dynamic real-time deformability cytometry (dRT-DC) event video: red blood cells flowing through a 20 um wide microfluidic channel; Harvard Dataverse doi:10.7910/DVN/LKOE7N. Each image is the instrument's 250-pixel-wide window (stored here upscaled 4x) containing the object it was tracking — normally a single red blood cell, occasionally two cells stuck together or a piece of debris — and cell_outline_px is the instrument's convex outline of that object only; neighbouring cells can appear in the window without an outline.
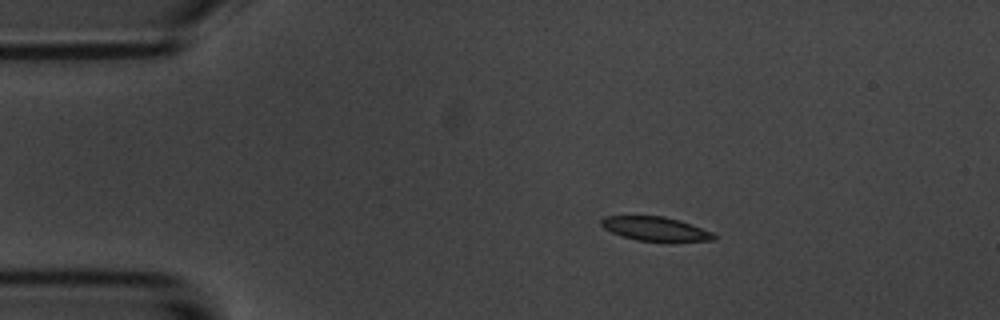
{"species": "common noctule bat (a hibernating species)", "species_latin": "Nyctalus noctula", "temperature_condition": "room temperature", "stored_images_in_passage": 47, "camera_frame_rate_fps": 3000, "um_per_image_px": 0.085, "animal": {"sex": "male", "body_mass_g": 20.1, "forearm_length_mm": 53.5}, "frame": {"image": 1, "passage_image": 1, "time_ms": 0.0, "image_size_px": [1000, 320], "cell_outline_px": [[716, 240], [636, 240], [612, 232], [604, 228], [600, 224], [600, 220], [604, 216], [664, 216], [680, 220], [692, 224], [712, 232], [716, 236]], "centroid_in_image_um": [55.68, 19.42], "position_along_channel_um": 29.3, "area_um2": 15.37}}
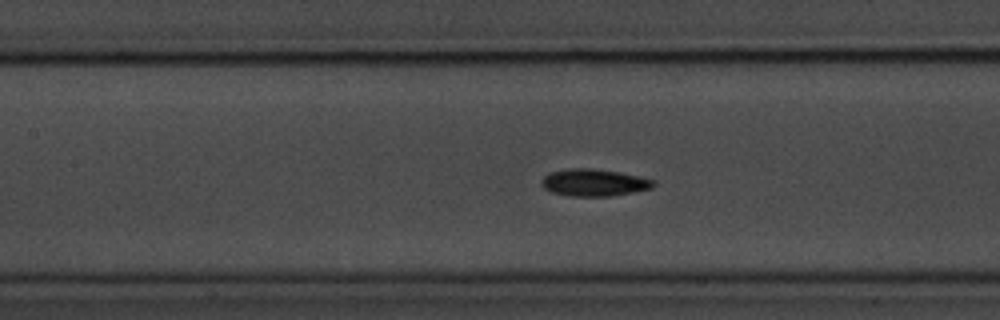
{"frame": {"image": 2, "passage_image": 16, "time_ms": 5.0, "image_size_px": [1000, 320], "cell_outline_px": [[656, 184], [652, 188], [612, 196], [568, 196], [552, 192], [544, 188], [540, 184], [540, 180], [548, 172], [568, 168], [592, 168], [620, 172], [656, 180]], "centroid_in_image_um": [50.47, 15.51], "position_along_channel_um": 156.9, "area_um2": 17.92}}
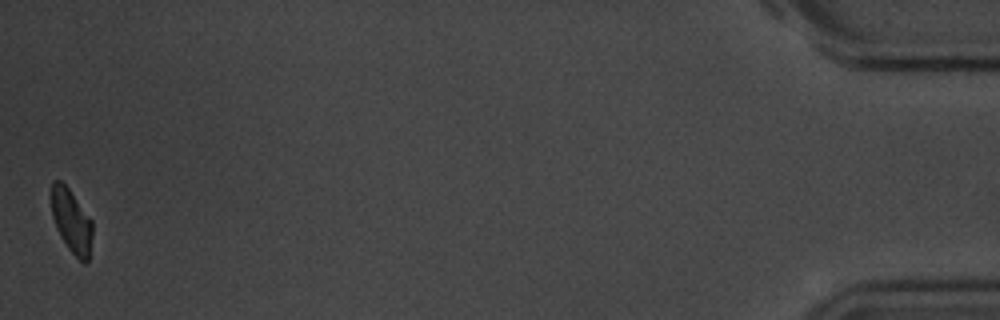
{"frame": {"image": 3, "passage_image": 47, "time_ms": 15.333, "image_size_px": [1000, 320], "cell_outline_px": [[92, 236], [88, 260], [84, 264], [68, 248], [60, 236], [56, 228], [52, 216], [52, 180], [60, 180], [68, 188], [92, 220]], "centroid_in_image_um": [6.08, 18.8], "position_along_channel_um": 429.1, "area_um2": 15.03}, "authors_computed_cell_mechanics": {"area_um2": 16.8776, "velocity_mm_per_s": 3.5506, "shape_relaxation_time_tau1_ms": 2.4766, "shape_relaxation_time_tau2_ms": null, "deformation_change_tau1": 0.0911, "deformation_change_tau2": null}}